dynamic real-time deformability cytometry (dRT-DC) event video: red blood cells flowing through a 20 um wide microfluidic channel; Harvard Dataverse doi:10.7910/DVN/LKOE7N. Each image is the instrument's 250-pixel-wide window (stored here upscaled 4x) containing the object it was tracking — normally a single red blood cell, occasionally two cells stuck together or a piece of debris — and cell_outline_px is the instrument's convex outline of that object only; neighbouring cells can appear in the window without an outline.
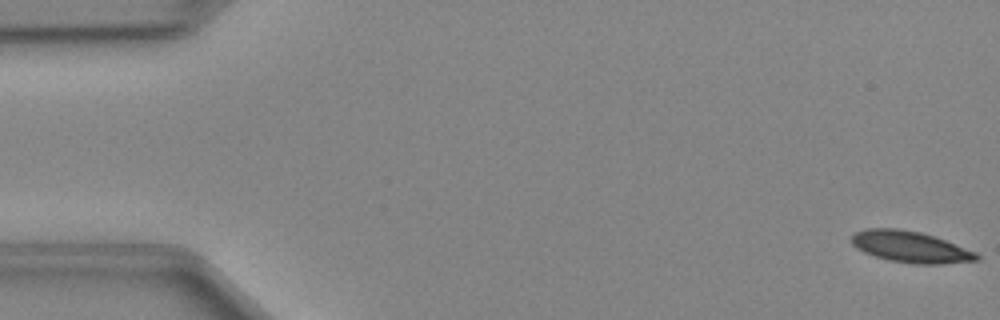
{"species": "Egyptian fruit bat (a non-hibernating species)", "species_latin": "Rousettus aegyptiacus", "temperature_condition": "cold", "stored_images_in_passage": 48, "camera_frame_rate_fps": 3000, "um_per_image_px": 0.085, "animal": {"sex": "female"}, "frame": {"image": 1, "passage_image": 1, "time_ms": 0.0, "image_size_px": [1000, 320], "cell_outline_px": [[980, 260], [940, 264], [916, 264], [888, 260], [864, 252], [856, 248], [852, 244], [852, 236], [856, 232], [864, 228], [896, 228], [920, 232], [944, 240], [976, 252], [980, 256]], "centroid_in_image_um": [77.38, 20.99], "position_along_channel_um": 7.6, "area_um2": 22.66}}
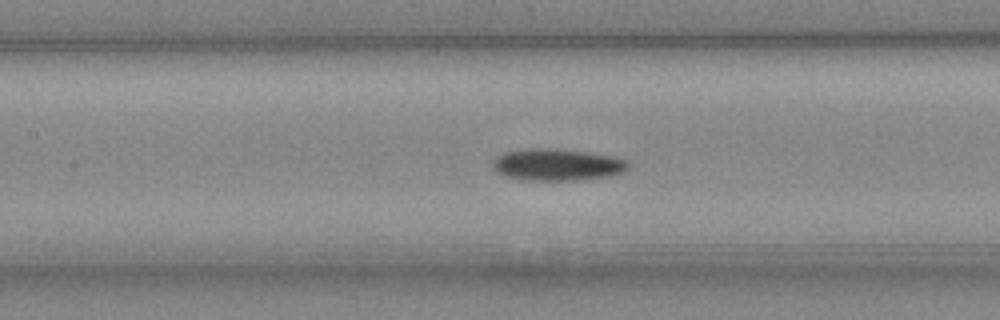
{"frame": {"image": 2, "passage_image": 22, "time_ms": 7.0, "image_size_px": [1000, 320], "cell_outline_px": [[632, 164], [624, 172], [612, 176], [584, 180], [528, 180], [504, 176], [496, 172], [492, 168], [492, 160], [496, 156], [504, 152], [528, 148], [556, 148], [588, 152], [616, 156], [628, 160]], "centroid_in_image_um": [47.4, 13.99], "position_along_channel_um": 160.0, "area_um2": 25.84}}
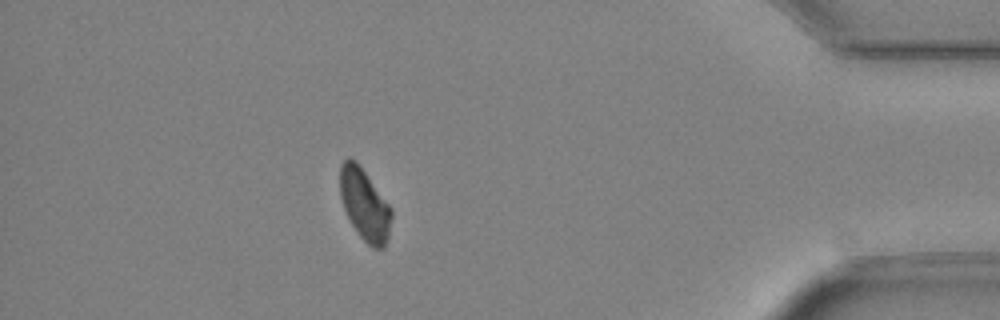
{"frame": {"image": 3, "passage_image": 43, "time_ms": 14.0, "image_size_px": [1000, 320], "cell_outline_px": [[392, 216], [388, 236], [384, 248], [372, 248], [360, 236], [352, 224], [344, 208], [340, 196], [340, 164], [348, 156], [356, 160], [392, 208]], "centroid_in_image_um": [30.99, 17.36], "position_along_channel_um": 404.2, "area_um2": 21.39}}